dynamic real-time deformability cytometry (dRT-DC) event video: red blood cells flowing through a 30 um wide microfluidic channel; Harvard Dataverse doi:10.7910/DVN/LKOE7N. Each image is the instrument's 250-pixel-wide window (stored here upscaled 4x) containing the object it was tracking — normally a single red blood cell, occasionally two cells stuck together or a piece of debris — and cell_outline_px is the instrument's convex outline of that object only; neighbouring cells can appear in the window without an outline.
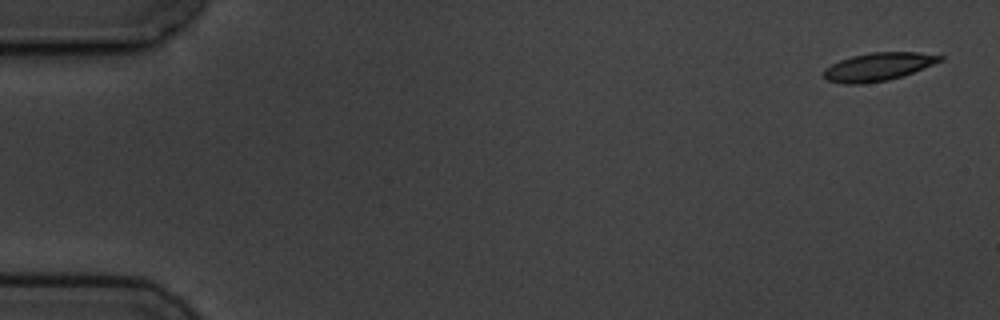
{"species": "common noctule bat (a hibernating species)", "species_latin": "Nyctalus noctula", "temperature_condition": "cold", "stored_images_in_passage": 6, "camera_frame_rate_fps": 3000, "um_per_image_px": 0.085, "animal": {"sex": "male", "body_mass_g": 19.5, "forearm_length_mm": 54.6}, "frame": {"image": 1, "passage_image": 1, "time_ms": 0.0, "image_size_px": [1000, 320], "cell_outline_px": [[944, 60], [904, 76], [888, 80], [864, 84], [844, 84], [828, 80], [824, 76], [824, 68], [840, 60], [852, 56], [872, 52], [920, 52], [944, 56]], "centroid_in_image_um": [74.68, 5.67], "position_along_channel_um": 10.3, "area_um2": 19.13}}
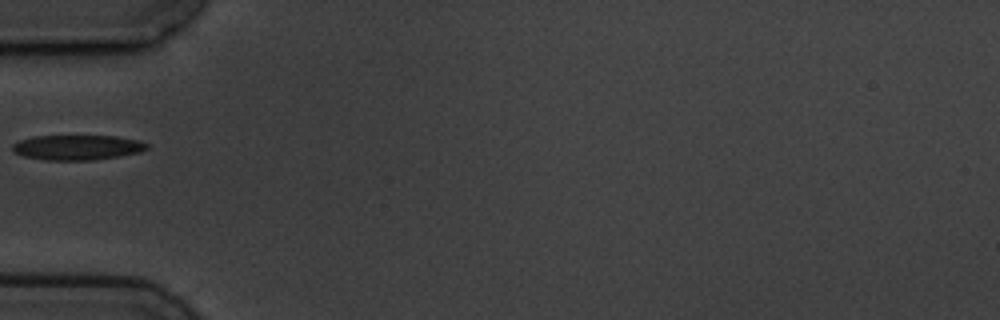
{"frame": {"image": 2, "passage_image": 5, "time_ms": 5.667, "image_size_px": [1000, 320], "cell_outline_px": [[148, 148], [140, 152], [120, 156], [92, 160], [44, 160], [24, 156], [12, 152], [12, 144], [20, 140], [32, 136], [116, 136], [136, 140], [148, 144]], "centroid_in_image_um": [6.53, 12.53], "position_along_channel_um": 78.5, "area_um2": 19.59}}
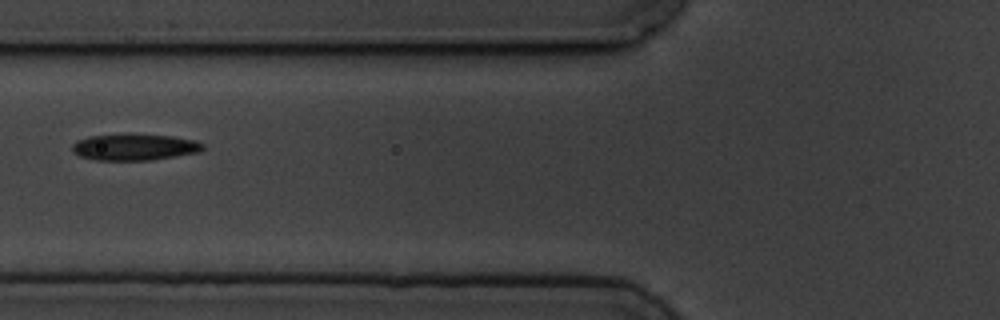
{"frame": {"image": 3, "passage_image": 6, "time_ms": 6.667, "image_size_px": [1000, 320], "cell_outline_px": [[204, 148], [200, 152], [152, 160], [96, 160], [80, 156], [72, 152], [72, 144], [76, 140], [88, 136], [128, 132], [132, 132], [172, 136], [196, 140], [204, 144]], "centroid_in_image_um": [11.42, 12.47], "position_along_channel_um": 114.4, "area_um2": 20.87}}